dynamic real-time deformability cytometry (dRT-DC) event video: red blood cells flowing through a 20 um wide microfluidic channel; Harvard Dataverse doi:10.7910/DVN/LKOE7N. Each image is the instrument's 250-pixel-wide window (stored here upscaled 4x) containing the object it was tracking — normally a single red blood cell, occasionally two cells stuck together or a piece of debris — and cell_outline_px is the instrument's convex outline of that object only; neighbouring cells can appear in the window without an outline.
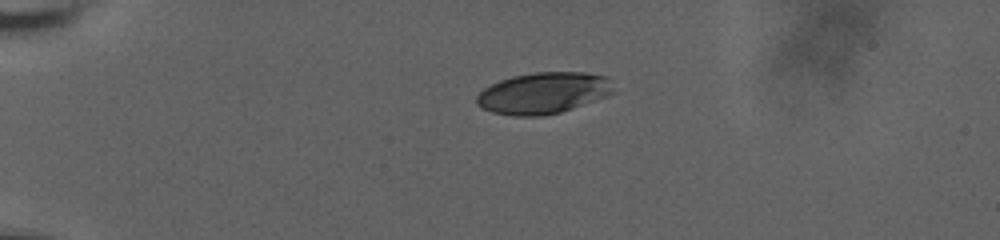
{"species": "human", "species_latin": "Homo sapiens", "temperature_condition": "room temperature", "stored_images_in_passage": 45, "camera_frame_rate_fps": 3000, "um_per_image_px": 0.085, "donor": {"sex": "male"}, "frame": {"image": 1, "passage_image": 1, "time_ms": 0.0, "image_size_px": [1000, 240], "cell_outline_px": [[612, 92], [604, 96], [572, 108], [560, 112], [540, 116], [512, 116], [492, 112], [476, 104], [476, 96], [484, 88], [500, 80], [512, 76], [536, 72], [584, 72], [608, 76]], "centroid_in_image_um": [46.13, 7.9], "position_along_channel_um": 38.9, "area_um2": 32.6}}
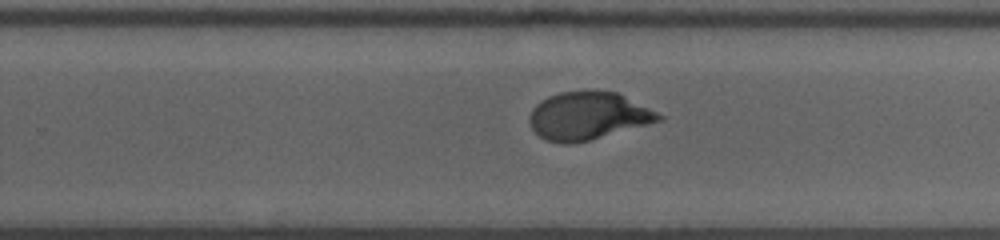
{"frame": {"image": 2, "passage_image": 25, "time_ms": 8.333, "image_size_px": [1000, 240], "cell_outline_px": [[664, 116], [660, 120], [588, 140], [572, 144], [560, 144], [548, 140], [540, 136], [532, 128], [528, 120], [532, 108], [536, 104], [548, 96], [560, 92], [588, 88], [592, 88], [616, 92]], "centroid_in_image_um": [49.91, 9.81], "position_along_channel_um": 279.9, "area_um2": 35.84}}
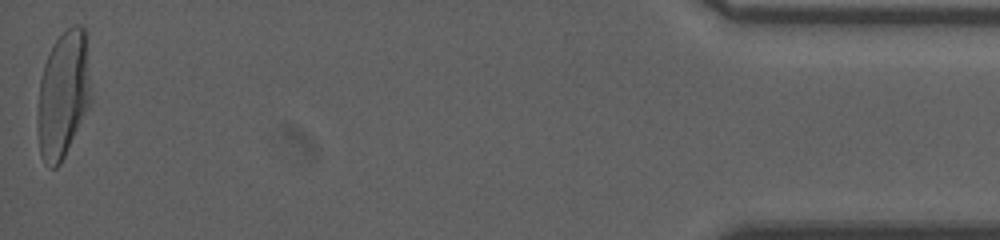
{"frame": {"image": 3, "passage_image": 45, "time_ms": 14.667, "image_size_px": [1000, 240], "cell_outline_px": [[92, 100], [60, 164], [56, 168], [52, 168], [44, 164], [40, 156], [36, 124], [36, 120], [40, 80], [44, 64], [56, 40], [72, 24], [80, 24], [84, 28], [92, 96]], "centroid_in_image_um": [5.35, 8.09], "position_along_channel_um": 429.8, "area_um2": 39.54}, "authors_computed_cell_mechanics": {"area_um2": 35.9516, "velocity_mm_per_s": 3.6507, "shape_relaxation_time_tau1_ms": 4.4578, "shape_relaxation_time_tau2_ms": null, "deformation_change_tau1": 0.2044, "deformation_change_tau2": null}}